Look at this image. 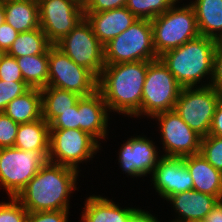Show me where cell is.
<instances>
[{
  "instance_id": "31",
  "label": "cell",
  "mask_w": 222,
  "mask_h": 222,
  "mask_svg": "<svg viewBox=\"0 0 222 222\" xmlns=\"http://www.w3.org/2000/svg\"><path fill=\"white\" fill-rule=\"evenodd\" d=\"M30 87L25 82H11L0 80V112H4L8 103L23 95Z\"/></svg>"
},
{
  "instance_id": "8",
  "label": "cell",
  "mask_w": 222,
  "mask_h": 222,
  "mask_svg": "<svg viewBox=\"0 0 222 222\" xmlns=\"http://www.w3.org/2000/svg\"><path fill=\"white\" fill-rule=\"evenodd\" d=\"M49 151L0 148V185L9 197H16L47 162Z\"/></svg>"
},
{
  "instance_id": "35",
  "label": "cell",
  "mask_w": 222,
  "mask_h": 222,
  "mask_svg": "<svg viewBox=\"0 0 222 222\" xmlns=\"http://www.w3.org/2000/svg\"><path fill=\"white\" fill-rule=\"evenodd\" d=\"M128 0H87L83 5L84 13H99L126 7Z\"/></svg>"
},
{
  "instance_id": "25",
  "label": "cell",
  "mask_w": 222,
  "mask_h": 222,
  "mask_svg": "<svg viewBox=\"0 0 222 222\" xmlns=\"http://www.w3.org/2000/svg\"><path fill=\"white\" fill-rule=\"evenodd\" d=\"M42 118L50 124L61 112L73 107L81 96L75 92L46 86L41 89Z\"/></svg>"
},
{
  "instance_id": "24",
  "label": "cell",
  "mask_w": 222,
  "mask_h": 222,
  "mask_svg": "<svg viewBox=\"0 0 222 222\" xmlns=\"http://www.w3.org/2000/svg\"><path fill=\"white\" fill-rule=\"evenodd\" d=\"M50 126L43 119L19 124L14 147L24 151H49Z\"/></svg>"
},
{
  "instance_id": "9",
  "label": "cell",
  "mask_w": 222,
  "mask_h": 222,
  "mask_svg": "<svg viewBox=\"0 0 222 222\" xmlns=\"http://www.w3.org/2000/svg\"><path fill=\"white\" fill-rule=\"evenodd\" d=\"M100 142L80 129H50L47 161L73 169L91 160L100 150Z\"/></svg>"
},
{
  "instance_id": "46",
  "label": "cell",
  "mask_w": 222,
  "mask_h": 222,
  "mask_svg": "<svg viewBox=\"0 0 222 222\" xmlns=\"http://www.w3.org/2000/svg\"><path fill=\"white\" fill-rule=\"evenodd\" d=\"M220 203L222 204V195L220 196V199H219Z\"/></svg>"
},
{
  "instance_id": "15",
  "label": "cell",
  "mask_w": 222,
  "mask_h": 222,
  "mask_svg": "<svg viewBox=\"0 0 222 222\" xmlns=\"http://www.w3.org/2000/svg\"><path fill=\"white\" fill-rule=\"evenodd\" d=\"M154 144L152 140L140 135L123 143L118 153L122 171L136 178L152 174L161 158Z\"/></svg>"
},
{
  "instance_id": "40",
  "label": "cell",
  "mask_w": 222,
  "mask_h": 222,
  "mask_svg": "<svg viewBox=\"0 0 222 222\" xmlns=\"http://www.w3.org/2000/svg\"><path fill=\"white\" fill-rule=\"evenodd\" d=\"M129 222H159L149 211L137 209L131 216Z\"/></svg>"
},
{
  "instance_id": "45",
  "label": "cell",
  "mask_w": 222,
  "mask_h": 222,
  "mask_svg": "<svg viewBox=\"0 0 222 222\" xmlns=\"http://www.w3.org/2000/svg\"><path fill=\"white\" fill-rule=\"evenodd\" d=\"M193 222H207V221H206V219H201V220L193 221Z\"/></svg>"
},
{
  "instance_id": "2",
  "label": "cell",
  "mask_w": 222,
  "mask_h": 222,
  "mask_svg": "<svg viewBox=\"0 0 222 222\" xmlns=\"http://www.w3.org/2000/svg\"><path fill=\"white\" fill-rule=\"evenodd\" d=\"M79 172L47 161L15 198L28 212L69 210Z\"/></svg>"
},
{
  "instance_id": "5",
  "label": "cell",
  "mask_w": 222,
  "mask_h": 222,
  "mask_svg": "<svg viewBox=\"0 0 222 222\" xmlns=\"http://www.w3.org/2000/svg\"><path fill=\"white\" fill-rule=\"evenodd\" d=\"M153 29L148 19H138L127 30L104 45L105 65L158 59Z\"/></svg>"
},
{
  "instance_id": "26",
  "label": "cell",
  "mask_w": 222,
  "mask_h": 222,
  "mask_svg": "<svg viewBox=\"0 0 222 222\" xmlns=\"http://www.w3.org/2000/svg\"><path fill=\"white\" fill-rule=\"evenodd\" d=\"M16 60L23 80L30 88L42 89L48 86V51L45 54L18 57Z\"/></svg>"
},
{
  "instance_id": "30",
  "label": "cell",
  "mask_w": 222,
  "mask_h": 222,
  "mask_svg": "<svg viewBox=\"0 0 222 222\" xmlns=\"http://www.w3.org/2000/svg\"><path fill=\"white\" fill-rule=\"evenodd\" d=\"M9 199L0 203V222H25L28 211L15 197Z\"/></svg>"
},
{
  "instance_id": "19",
  "label": "cell",
  "mask_w": 222,
  "mask_h": 222,
  "mask_svg": "<svg viewBox=\"0 0 222 222\" xmlns=\"http://www.w3.org/2000/svg\"><path fill=\"white\" fill-rule=\"evenodd\" d=\"M193 180V190L215 196L222 195V172L214 168L201 153L184 157Z\"/></svg>"
},
{
  "instance_id": "17",
  "label": "cell",
  "mask_w": 222,
  "mask_h": 222,
  "mask_svg": "<svg viewBox=\"0 0 222 222\" xmlns=\"http://www.w3.org/2000/svg\"><path fill=\"white\" fill-rule=\"evenodd\" d=\"M84 17L103 46L138 20L126 7L99 13H84Z\"/></svg>"
},
{
  "instance_id": "28",
  "label": "cell",
  "mask_w": 222,
  "mask_h": 222,
  "mask_svg": "<svg viewBox=\"0 0 222 222\" xmlns=\"http://www.w3.org/2000/svg\"><path fill=\"white\" fill-rule=\"evenodd\" d=\"M180 0H128L126 8L138 19L152 20Z\"/></svg>"
},
{
  "instance_id": "38",
  "label": "cell",
  "mask_w": 222,
  "mask_h": 222,
  "mask_svg": "<svg viewBox=\"0 0 222 222\" xmlns=\"http://www.w3.org/2000/svg\"><path fill=\"white\" fill-rule=\"evenodd\" d=\"M18 35L19 33L8 23H3L0 27V48L6 53Z\"/></svg>"
},
{
  "instance_id": "39",
  "label": "cell",
  "mask_w": 222,
  "mask_h": 222,
  "mask_svg": "<svg viewBox=\"0 0 222 222\" xmlns=\"http://www.w3.org/2000/svg\"><path fill=\"white\" fill-rule=\"evenodd\" d=\"M209 135L222 137V98L217 104Z\"/></svg>"
},
{
  "instance_id": "13",
  "label": "cell",
  "mask_w": 222,
  "mask_h": 222,
  "mask_svg": "<svg viewBox=\"0 0 222 222\" xmlns=\"http://www.w3.org/2000/svg\"><path fill=\"white\" fill-rule=\"evenodd\" d=\"M157 119L161 132L162 156L186 157L200 153L201 136L191 129L175 112L169 110L152 117Z\"/></svg>"
},
{
  "instance_id": "3",
  "label": "cell",
  "mask_w": 222,
  "mask_h": 222,
  "mask_svg": "<svg viewBox=\"0 0 222 222\" xmlns=\"http://www.w3.org/2000/svg\"><path fill=\"white\" fill-rule=\"evenodd\" d=\"M217 44L218 41L199 35L182 46L165 52L159 59L182 88L196 87L207 76L208 86L213 75V57Z\"/></svg>"
},
{
  "instance_id": "1",
  "label": "cell",
  "mask_w": 222,
  "mask_h": 222,
  "mask_svg": "<svg viewBox=\"0 0 222 222\" xmlns=\"http://www.w3.org/2000/svg\"><path fill=\"white\" fill-rule=\"evenodd\" d=\"M148 61L124 62L105 65L98 77L97 90L109 112L141 116V99Z\"/></svg>"
},
{
  "instance_id": "34",
  "label": "cell",
  "mask_w": 222,
  "mask_h": 222,
  "mask_svg": "<svg viewBox=\"0 0 222 222\" xmlns=\"http://www.w3.org/2000/svg\"><path fill=\"white\" fill-rule=\"evenodd\" d=\"M0 80L24 82L21 69L15 57L5 54L0 60Z\"/></svg>"
},
{
  "instance_id": "27",
  "label": "cell",
  "mask_w": 222,
  "mask_h": 222,
  "mask_svg": "<svg viewBox=\"0 0 222 222\" xmlns=\"http://www.w3.org/2000/svg\"><path fill=\"white\" fill-rule=\"evenodd\" d=\"M51 45L43 30L37 28L19 33L6 54L15 58L45 54Z\"/></svg>"
},
{
  "instance_id": "4",
  "label": "cell",
  "mask_w": 222,
  "mask_h": 222,
  "mask_svg": "<svg viewBox=\"0 0 222 222\" xmlns=\"http://www.w3.org/2000/svg\"><path fill=\"white\" fill-rule=\"evenodd\" d=\"M153 29V46L158 57L198 37L199 30L194 8L189 3L176 7L150 20Z\"/></svg>"
},
{
  "instance_id": "42",
  "label": "cell",
  "mask_w": 222,
  "mask_h": 222,
  "mask_svg": "<svg viewBox=\"0 0 222 222\" xmlns=\"http://www.w3.org/2000/svg\"><path fill=\"white\" fill-rule=\"evenodd\" d=\"M3 23H5V9L3 2L0 0V27Z\"/></svg>"
},
{
  "instance_id": "23",
  "label": "cell",
  "mask_w": 222,
  "mask_h": 222,
  "mask_svg": "<svg viewBox=\"0 0 222 222\" xmlns=\"http://www.w3.org/2000/svg\"><path fill=\"white\" fill-rule=\"evenodd\" d=\"M4 113L17 124L34 122L42 118L41 89L30 88L8 103Z\"/></svg>"
},
{
  "instance_id": "12",
  "label": "cell",
  "mask_w": 222,
  "mask_h": 222,
  "mask_svg": "<svg viewBox=\"0 0 222 222\" xmlns=\"http://www.w3.org/2000/svg\"><path fill=\"white\" fill-rule=\"evenodd\" d=\"M40 28L55 45L68 35L85 17L77 0H38Z\"/></svg>"
},
{
  "instance_id": "32",
  "label": "cell",
  "mask_w": 222,
  "mask_h": 222,
  "mask_svg": "<svg viewBox=\"0 0 222 222\" xmlns=\"http://www.w3.org/2000/svg\"><path fill=\"white\" fill-rule=\"evenodd\" d=\"M19 124L0 112V148L14 147Z\"/></svg>"
},
{
  "instance_id": "6",
  "label": "cell",
  "mask_w": 222,
  "mask_h": 222,
  "mask_svg": "<svg viewBox=\"0 0 222 222\" xmlns=\"http://www.w3.org/2000/svg\"><path fill=\"white\" fill-rule=\"evenodd\" d=\"M221 95L211 86L182 88L174 106L175 112L201 137L209 134L213 116Z\"/></svg>"
},
{
  "instance_id": "29",
  "label": "cell",
  "mask_w": 222,
  "mask_h": 222,
  "mask_svg": "<svg viewBox=\"0 0 222 222\" xmlns=\"http://www.w3.org/2000/svg\"><path fill=\"white\" fill-rule=\"evenodd\" d=\"M200 153L214 168L222 172V137L209 134L202 137Z\"/></svg>"
},
{
  "instance_id": "10",
  "label": "cell",
  "mask_w": 222,
  "mask_h": 222,
  "mask_svg": "<svg viewBox=\"0 0 222 222\" xmlns=\"http://www.w3.org/2000/svg\"><path fill=\"white\" fill-rule=\"evenodd\" d=\"M55 45L98 79L105 66L104 46L95 36L86 18Z\"/></svg>"
},
{
  "instance_id": "21",
  "label": "cell",
  "mask_w": 222,
  "mask_h": 222,
  "mask_svg": "<svg viewBox=\"0 0 222 222\" xmlns=\"http://www.w3.org/2000/svg\"><path fill=\"white\" fill-rule=\"evenodd\" d=\"M5 22L18 33L40 28L38 0H1Z\"/></svg>"
},
{
  "instance_id": "41",
  "label": "cell",
  "mask_w": 222,
  "mask_h": 222,
  "mask_svg": "<svg viewBox=\"0 0 222 222\" xmlns=\"http://www.w3.org/2000/svg\"><path fill=\"white\" fill-rule=\"evenodd\" d=\"M207 222H222V204L218 201L205 218Z\"/></svg>"
},
{
  "instance_id": "11",
  "label": "cell",
  "mask_w": 222,
  "mask_h": 222,
  "mask_svg": "<svg viewBox=\"0 0 222 222\" xmlns=\"http://www.w3.org/2000/svg\"><path fill=\"white\" fill-rule=\"evenodd\" d=\"M48 86L89 96L97 91L98 79L86 68L77 65L56 45L48 49Z\"/></svg>"
},
{
  "instance_id": "14",
  "label": "cell",
  "mask_w": 222,
  "mask_h": 222,
  "mask_svg": "<svg viewBox=\"0 0 222 222\" xmlns=\"http://www.w3.org/2000/svg\"><path fill=\"white\" fill-rule=\"evenodd\" d=\"M151 175L156 192L165 200L174 194L193 190V180L184 157L161 156Z\"/></svg>"
},
{
  "instance_id": "20",
  "label": "cell",
  "mask_w": 222,
  "mask_h": 222,
  "mask_svg": "<svg viewBox=\"0 0 222 222\" xmlns=\"http://www.w3.org/2000/svg\"><path fill=\"white\" fill-rule=\"evenodd\" d=\"M138 208H121L112 200L91 195L85 201L82 222H129Z\"/></svg>"
},
{
  "instance_id": "33",
  "label": "cell",
  "mask_w": 222,
  "mask_h": 222,
  "mask_svg": "<svg viewBox=\"0 0 222 222\" xmlns=\"http://www.w3.org/2000/svg\"><path fill=\"white\" fill-rule=\"evenodd\" d=\"M49 126L50 129H79V100L69 110L61 112Z\"/></svg>"
},
{
  "instance_id": "36",
  "label": "cell",
  "mask_w": 222,
  "mask_h": 222,
  "mask_svg": "<svg viewBox=\"0 0 222 222\" xmlns=\"http://www.w3.org/2000/svg\"><path fill=\"white\" fill-rule=\"evenodd\" d=\"M68 211L28 212L25 222H68Z\"/></svg>"
},
{
  "instance_id": "37",
  "label": "cell",
  "mask_w": 222,
  "mask_h": 222,
  "mask_svg": "<svg viewBox=\"0 0 222 222\" xmlns=\"http://www.w3.org/2000/svg\"><path fill=\"white\" fill-rule=\"evenodd\" d=\"M210 85L222 97V42H218L213 57V75Z\"/></svg>"
},
{
  "instance_id": "44",
  "label": "cell",
  "mask_w": 222,
  "mask_h": 222,
  "mask_svg": "<svg viewBox=\"0 0 222 222\" xmlns=\"http://www.w3.org/2000/svg\"><path fill=\"white\" fill-rule=\"evenodd\" d=\"M77 1L80 2L82 5H84L87 0H77Z\"/></svg>"
},
{
  "instance_id": "22",
  "label": "cell",
  "mask_w": 222,
  "mask_h": 222,
  "mask_svg": "<svg viewBox=\"0 0 222 222\" xmlns=\"http://www.w3.org/2000/svg\"><path fill=\"white\" fill-rule=\"evenodd\" d=\"M196 14L199 34L222 42V0L190 2Z\"/></svg>"
},
{
  "instance_id": "16",
  "label": "cell",
  "mask_w": 222,
  "mask_h": 222,
  "mask_svg": "<svg viewBox=\"0 0 222 222\" xmlns=\"http://www.w3.org/2000/svg\"><path fill=\"white\" fill-rule=\"evenodd\" d=\"M108 108L101 93L97 90L79 99V129L89 133L97 141L108 135Z\"/></svg>"
},
{
  "instance_id": "18",
  "label": "cell",
  "mask_w": 222,
  "mask_h": 222,
  "mask_svg": "<svg viewBox=\"0 0 222 222\" xmlns=\"http://www.w3.org/2000/svg\"><path fill=\"white\" fill-rule=\"evenodd\" d=\"M166 201H170L179 214L178 219L171 222H193L205 219L219 200L215 196L189 190L174 194Z\"/></svg>"
},
{
  "instance_id": "7",
  "label": "cell",
  "mask_w": 222,
  "mask_h": 222,
  "mask_svg": "<svg viewBox=\"0 0 222 222\" xmlns=\"http://www.w3.org/2000/svg\"><path fill=\"white\" fill-rule=\"evenodd\" d=\"M182 87L158 58L148 61L141 99V115L149 118L173 110Z\"/></svg>"
},
{
  "instance_id": "43",
  "label": "cell",
  "mask_w": 222,
  "mask_h": 222,
  "mask_svg": "<svg viewBox=\"0 0 222 222\" xmlns=\"http://www.w3.org/2000/svg\"><path fill=\"white\" fill-rule=\"evenodd\" d=\"M6 53L0 48V60L2 59V57L5 55Z\"/></svg>"
}]
</instances>
